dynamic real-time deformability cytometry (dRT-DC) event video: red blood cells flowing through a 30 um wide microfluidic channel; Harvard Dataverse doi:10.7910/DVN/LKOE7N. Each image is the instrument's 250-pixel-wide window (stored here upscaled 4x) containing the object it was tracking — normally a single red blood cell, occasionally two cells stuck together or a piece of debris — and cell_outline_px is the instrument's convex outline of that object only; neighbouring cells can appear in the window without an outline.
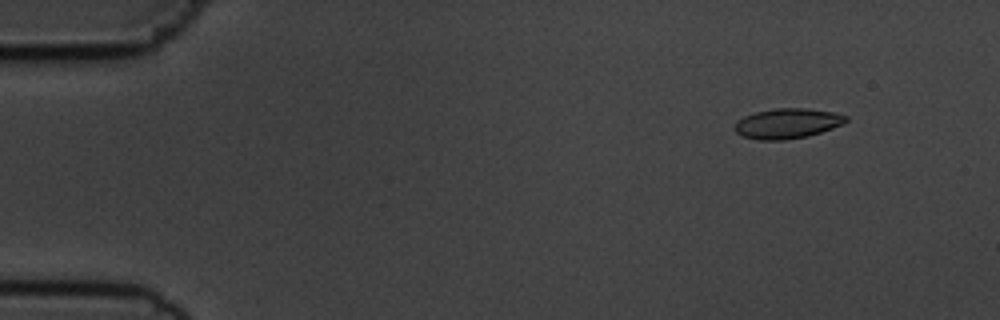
{"species": "common noctule bat (a hibernating species)", "species_latin": "Nyctalus noctula", "temperature_condition": "cold", "stored_images_in_passage": 55, "camera_frame_rate_fps": 3000, "um_per_image_px": 0.085, "animal": {"sex": "male", "body_mass_g": 19.5, "forearm_length_mm": 54.6}, "frame": {"image": 1, "passage_image": 6, "time_ms": 1.667, "image_size_px": [1000, 320], "cell_outline_px": [[848, 120], [844, 124], [808, 136], [784, 140], [760, 140], [744, 136], [736, 132], [732, 128], [736, 120], [744, 116], [756, 112], [776, 108], [804, 108], [832, 112], [848, 116]], "centroid_in_image_um": [66.9, 10.49], "position_along_channel_um": 18.1, "area_um2": 19.54}}
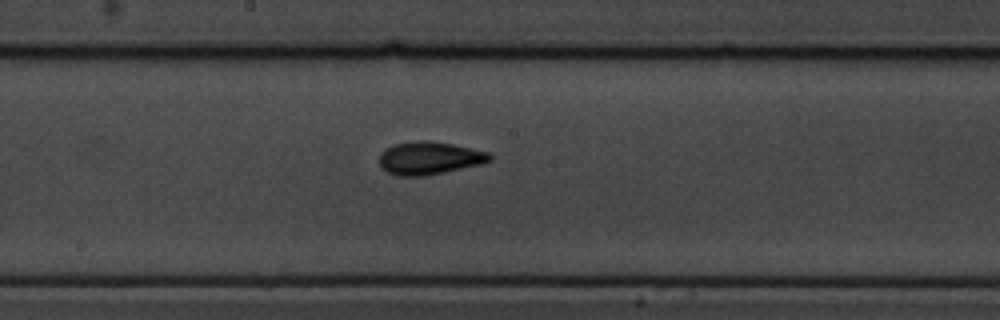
{"frame": {"image": 2, "passage_image": 30, "time_ms": 9.667, "image_size_px": [1000, 320], "cell_outline_px": [[492, 160], [484, 164], [424, 176], [400, 176], [388, 172], [380, 168], [380, 152], [384, 148], [392, 144], [420, 140], [428, 140], [452, 144], [488, 152], [492, 156]], "centroid_in_image_um": [36.48, 13.43], "position_along_channel_um": 211.7, "area_um2": 21.33}}
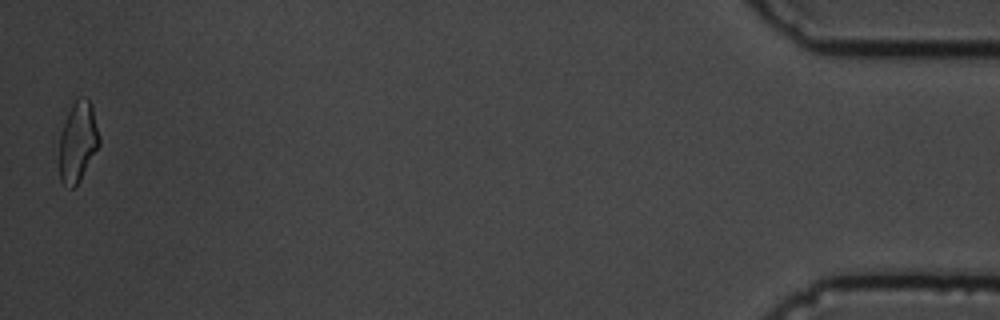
{"frame": {"image": 3, "passage_image": 55, "time_ms": 18.0, "image_size_px": [1000, 320], "cell_outline_px": [[100, 144], [80, 180], [72, 188], [60, 180], [60, 136], [68, 112], [72, 104], [80, 96], [84, 96], [92, 104], [100, 140]], "centroid_in_image_um": [6.63, 12.02], "position_along_channel_um": 428.6, "area_um2": 18.32}, "authors_computed_cell_mechanics": {"area_um2": 19.4786, "velocity_mm_per_s": 3.6578, "shape_relaxation_time_tau1_ms": 3.1964, "shape_relaxation_time_tau2_ms": 1.7313, "deformation_change_tau1": 0.1408, "deformation_change_tau2": 0.0781}}